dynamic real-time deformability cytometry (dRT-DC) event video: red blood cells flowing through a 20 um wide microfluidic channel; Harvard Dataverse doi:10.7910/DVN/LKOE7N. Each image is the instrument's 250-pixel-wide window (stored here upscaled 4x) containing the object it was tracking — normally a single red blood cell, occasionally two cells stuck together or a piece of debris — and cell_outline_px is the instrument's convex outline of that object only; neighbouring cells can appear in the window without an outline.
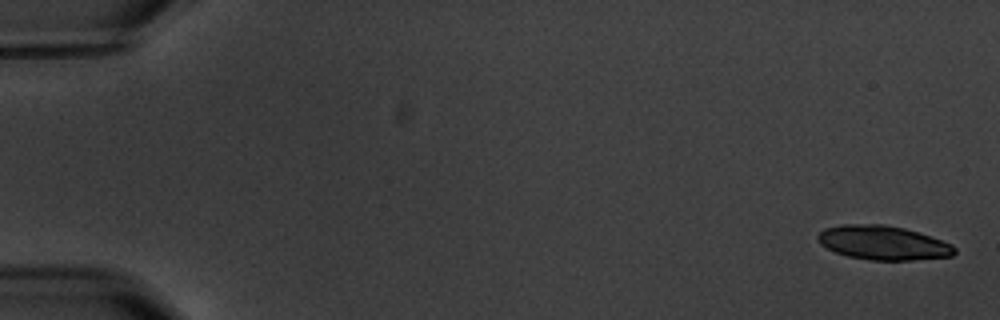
{"species": "common noctule bat (a hibernating species)", "species_latin": "Nyctalus noctula", "temperature_condition": "warm", "stored_images_in_passage": 5, "camera_frame_rate_fps": 3000, "um_per_image_px": 0.085, "animal": {"sex": "male", "body_mass_g": 20.1, "forearm_length_mm": 53.5}, "frame": {"image": 1, "passage_image": 1, "time_ms": 0.0, "image_size_px": [1000, 320], "cell_outline_px": [[956, 252], [952, 256], [912, 260], [872, 260], [848, 256], [836, 252], [820, 244], [816, 240], [816, 236], [824, 228], [840, 224], [884, 224], [904, 228], [952, 244], [956, 248]], "centroid_in_image_um": [75.02, 20.63], "position_along_channel_um": 10.0, "area_um2": 27.11}}